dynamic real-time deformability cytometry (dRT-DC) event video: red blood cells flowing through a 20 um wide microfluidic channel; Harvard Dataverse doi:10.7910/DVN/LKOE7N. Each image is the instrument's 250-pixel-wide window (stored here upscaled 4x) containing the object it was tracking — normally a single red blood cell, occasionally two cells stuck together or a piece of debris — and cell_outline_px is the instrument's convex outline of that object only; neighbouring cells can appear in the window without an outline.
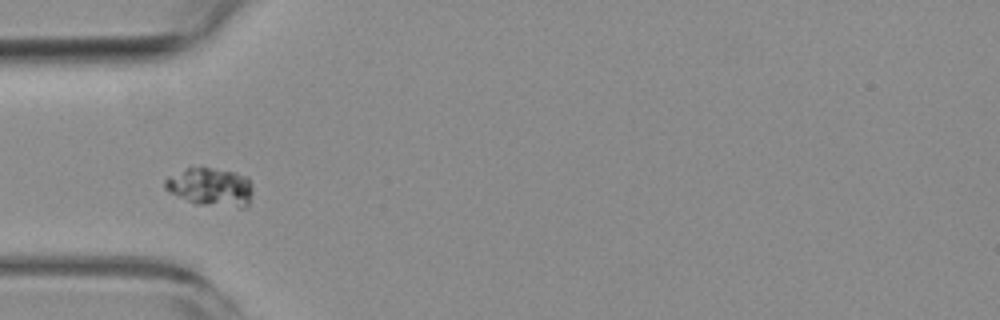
{"species": "common noctule bat (a hibernating species)", "species_latin": "Nyctalus noctula", "temperature_condition": "room temperature", "stored_images_in_passage": 47, "camera_frame_rate_fps": 3000, "um_per_image_px": 0.085, "animal": {"sex": "female", "body_mass_g": 19.3, "forearm_length_mm": 54.1}, "frame": {"image": 1, "passage_image": 8, "time_ms": 2.333, "image_size_px": [1000, 320], "cell_outline_px": [[252, 192], [248, 204], [244, 208], [240, 208], [196, 204], [168, 192], [164, 188], [164, 180], [168, 176], [188, 168], [212, 168], [236, 172], [248, 176], [252, 184]], "centroid_in_image_um": [17.92, 15.9], "position_along_channel_um": 67.1, "area_um2": 19.83}}
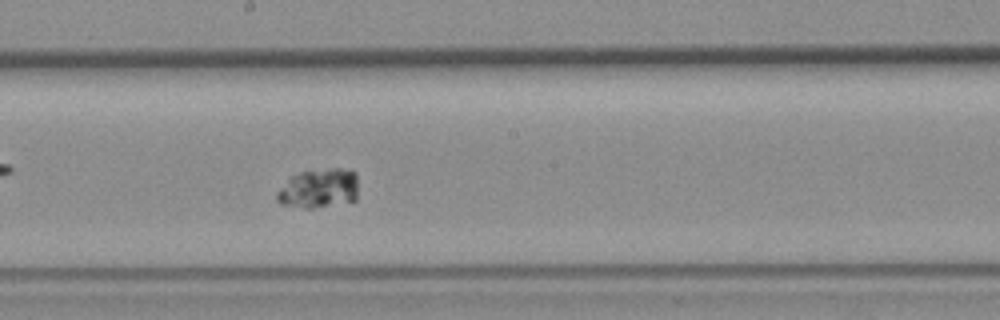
{"frame": {"image": 2, "passage_image": 21, "time_ms": 6.667, "image_size_px": [1000, 320], "cell_outline_px": [[356, 200], [312, 208], [304, 208], [280, 204], [276, 200], [276, 192], [292, 176], [300, 172], [328, 168], [352, 168], [356, 172]], "centroid_in_image_um": [27.1, 16.0], "position_along_channel_um": 221.1, "area_um2": 18.67}}
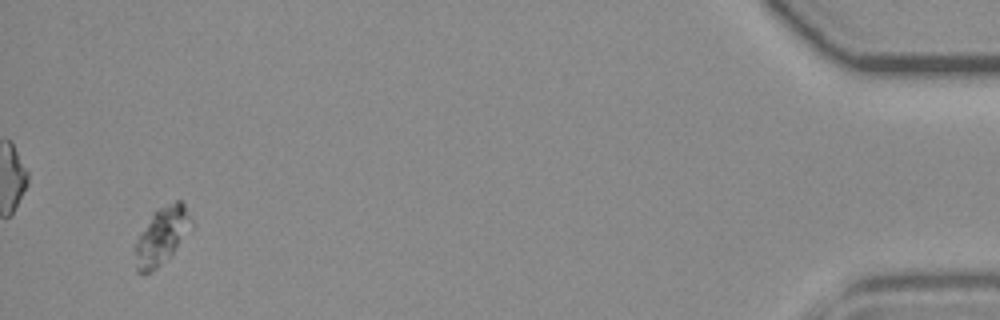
{"frame": {"image": 3, "passage_image": 45, "time_ms": 14.667, "image_size_px": [1000, 320], "cell_outline_px": [[192, 232], [152, 272], [144, 276], [136, 272], [132, 248], [132, 244], [156, 208], [176, 200], [180, 200], [184, 204], [192, 220]], "centroid_in_image_um": [13.7, 20.08], "position_along_channel_um": 421.5, "area_um2": 19.48}, "authors_computed_cell_mechanics": {"area_um2": 18.8428, "velocity_mm_per_s": 3.5623, "shape_relaxation_time_tau1_ms": 4.3123, "shape_relaxation_time_tau2_ms": null, "deformation_change_tau1": 0.0311, "deformation_change_tau2": null}}